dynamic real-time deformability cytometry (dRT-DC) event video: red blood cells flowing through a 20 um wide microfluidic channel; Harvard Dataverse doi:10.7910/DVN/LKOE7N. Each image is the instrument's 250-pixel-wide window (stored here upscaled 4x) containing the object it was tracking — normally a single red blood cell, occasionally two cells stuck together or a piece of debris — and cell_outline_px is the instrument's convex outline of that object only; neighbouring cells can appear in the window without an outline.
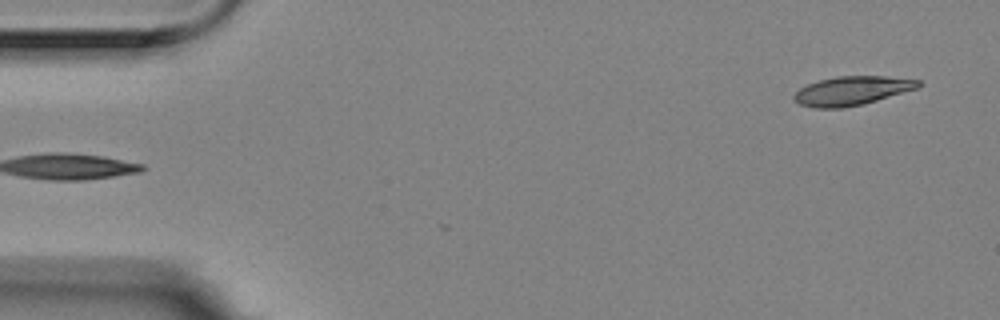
{"species": "Egyptian fruit bat (a non-hibernating species)", "species_latin": "Rousettus aegyptiacus", "temperature_condition": "room temperature", "stored_images_in_passage": 2, "camera_frame_rate_fps": 3000, "um_per_image_px": 0.085, "animal": {"sex": "female"}, "frame": {"image": 1, "passage_image": 2, "time_ms": 0.333, "image_size_px": [1000, 320], "cell_outline_px": [[920, 88], [864, 104], [844, 108], [812, 108], [800, 104], [792, 100], [792, 96], [800, 88], [808, 84], [820, 80], [836, 76], [884, 76], [920, 80]], "centroid_in_image_um": [72.41, 7.72], "position_along_channel_um": 12.6, "area_um2": 21.15}}